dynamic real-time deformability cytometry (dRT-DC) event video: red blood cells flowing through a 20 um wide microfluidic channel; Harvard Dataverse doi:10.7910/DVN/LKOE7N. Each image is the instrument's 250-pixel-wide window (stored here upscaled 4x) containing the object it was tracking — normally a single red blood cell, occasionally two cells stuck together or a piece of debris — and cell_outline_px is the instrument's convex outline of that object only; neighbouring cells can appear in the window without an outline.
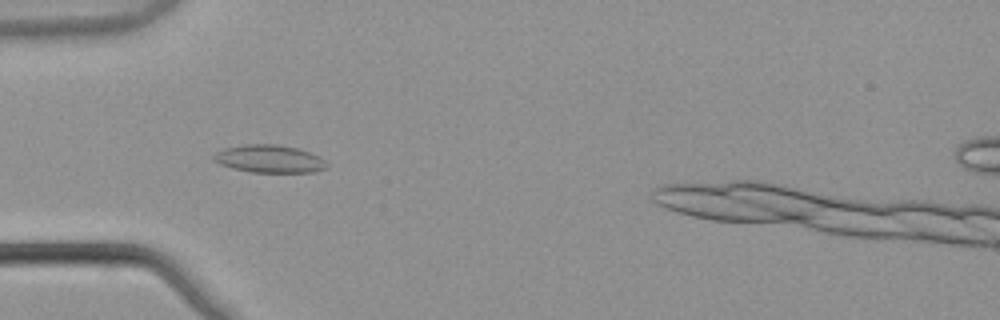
{"species": "common noctule bat (a hibernating species)", "species_latin": "Nyctalus noctula", "temperature_condition": "warm", "stored_images_in_passage": 53, "camera_frame_rate_fps": 3000, "um_per_image_px": 0.085, "animal": {"sex": "male", "body_mass_g": 21.5, "forearm_length_mm": 52.0}, "frame": {"image": 1, "passage_image": 18, "time_ms": 5.667, "image_size_px": [1000, 320], "cell_outline_px": [[328, 168], [312, 172], [252, 172], [232, 168], [220, 164], [212, 160], [212, 156], [216, 152], [224, 148], [248, 144], [276, 144], [296, 148], [320, 156], [328, 164]], "centroid_in_image_um": [22.89, 13.5], "position_along_channel_um": 62.1, "area_um2": 18.26}}
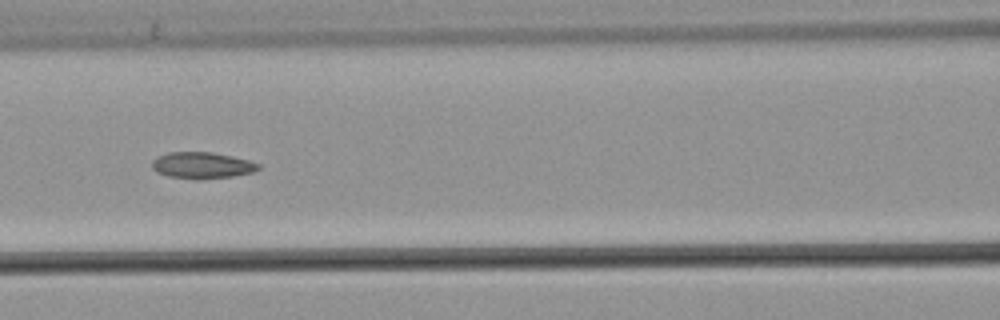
{"frame": {"image": 2, "passage_image": 25, "time_ms": 8.0, "image_size_px": [1000, 320], "cell_outline_px": [[260, 168], [252, 172], [232, 176], [200, 180], [196, 180], [168, 176], [156, 172], [152, 168], [152, 160], [168, 152], [212, 152], [232, 156], [248, 160], [260, 164]], "centroid_in_image_um": [17.16, 14.06], "position_along_channel_um": 149.4, "area_um2": 16.42}}
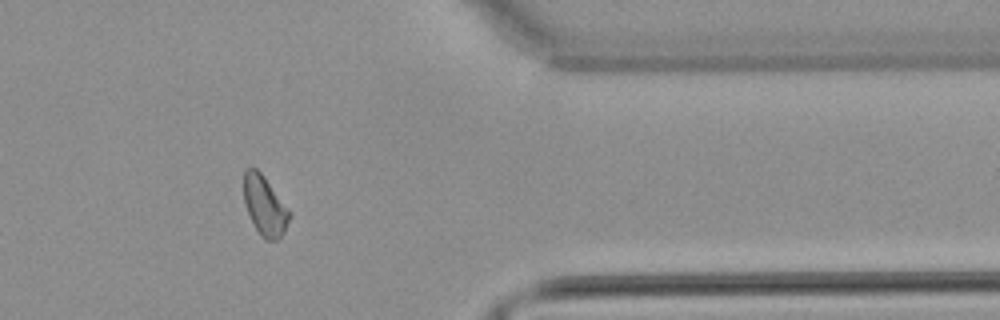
{"frame": {"image": 3, "passage_image": 45, "time_ms": 14.667, "image_size_px": [1000, 320], "cell_outline_px": [[292, 212], [284, 232], [276, 240], [264, 240], [260, 236], [244, 204], [244, 172], [248, 168], [256, 168], [260, 172]], "centroid_in_image_um": [22.51, 17.5], "position_along_channel_um": 388.9, "area_um2": 15.66}}